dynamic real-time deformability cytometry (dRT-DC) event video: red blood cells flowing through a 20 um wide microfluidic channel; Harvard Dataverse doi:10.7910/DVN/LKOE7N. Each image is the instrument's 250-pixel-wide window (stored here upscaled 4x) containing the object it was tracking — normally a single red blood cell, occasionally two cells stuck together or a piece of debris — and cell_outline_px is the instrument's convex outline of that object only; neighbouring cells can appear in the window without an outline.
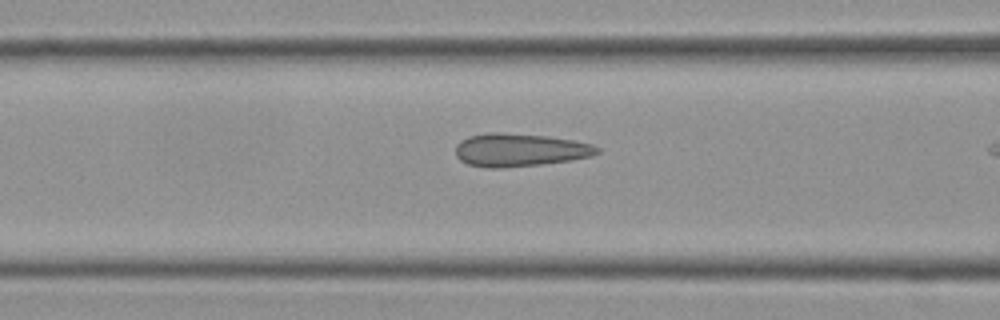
{"species": "Egyptian fruit bat (a non-hibernating species)", "species_latin": "Rousettus aegyptiacus", "temperature_condition": "cold", "stored_images_in_passage": 11, "camera_frame_rate_fps": 3000, "um_per_image_px": 0.085, "frame": {"image": 1, "passage_image": 10, "time_ms": 3.0, "image_size_px": [1000, 320], "cell_outline_px": [[600, 152], [592, 156], [572, 160], [540, 164], [500, 168], [488, 168], [468, 164], [460, 160], [456, 156], [456, 144], [460, 140], [468, 136], [488, 132], [504, 132], [548, 136], [572, 140], [592, 144], [600, 148]], "centroid_in_image_um": [44.17, 12.74], "position_along_channel_um": 122.4, "area_um2": 27.46}}